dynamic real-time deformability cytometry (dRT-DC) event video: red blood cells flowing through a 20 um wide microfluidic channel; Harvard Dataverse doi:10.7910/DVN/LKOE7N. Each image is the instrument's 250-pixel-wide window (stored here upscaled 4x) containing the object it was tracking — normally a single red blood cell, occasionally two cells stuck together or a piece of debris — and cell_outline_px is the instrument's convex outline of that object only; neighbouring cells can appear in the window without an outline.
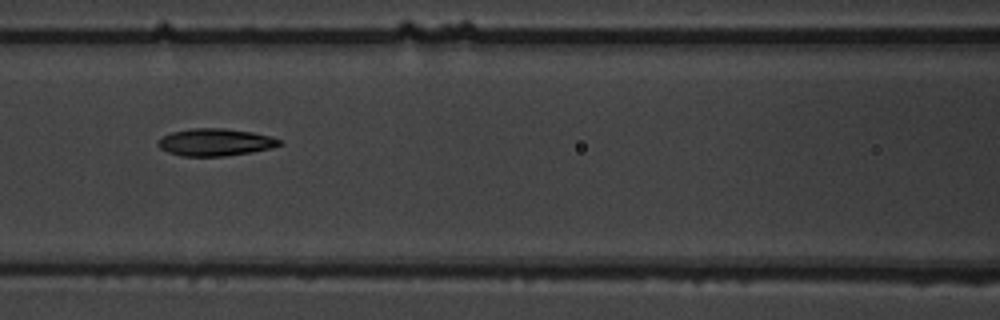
{"species": "common noctule bat (a hibernating species)", "species_latin": "Nyctalus noctula", "temperature_condition": "warm", "stored_images_in_passage": 9, "camera_frame_rate_fps": 3000, "um_per_image_px": 0.085, "animal": {"sex": "male", "body_mass_g": 19.5, "forearm_length_mm": 54.6}, "frame": {"image": 1, "passage_image": 6, "time_ms": 6.0, "image_size_px": [1000, 320], "cell_outline_px": [[284, 144], [272, 148], [252, 152], [224, 156], [180, 156], [168, 152], [160, 148], [156, 144], [156, 140], [172, 132], [192, 128], [224, 128], [252, 132], [272, 136], [280, 140]], "centroid_in_image_um": [18.3, 12.09], "position_along_channel_um": 148.3, "area_um2": 19.48}}
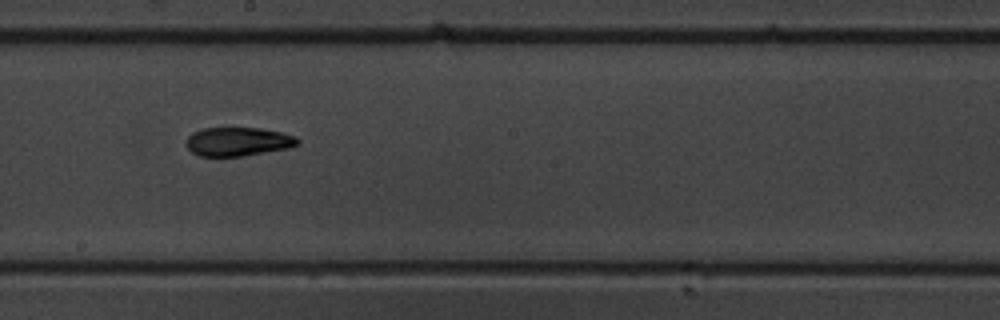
{"frame": {"image": 2, "passage_image": 8, "time_ms": 8.333, "image_size_px": [1000, 320], "cell_outline_px": [[300, 144], [288, 148], [244, 156], [200, 156], [192, 152], [188, 148], [188, 136], [192, 132], [204, 128], [260, 128], [280, 132], [296, 136], [300, 140]], "centroid_in_image_um": [20.27, 12.04], "position_along_channel_um": 227.9, "area_um2": 18.61}}
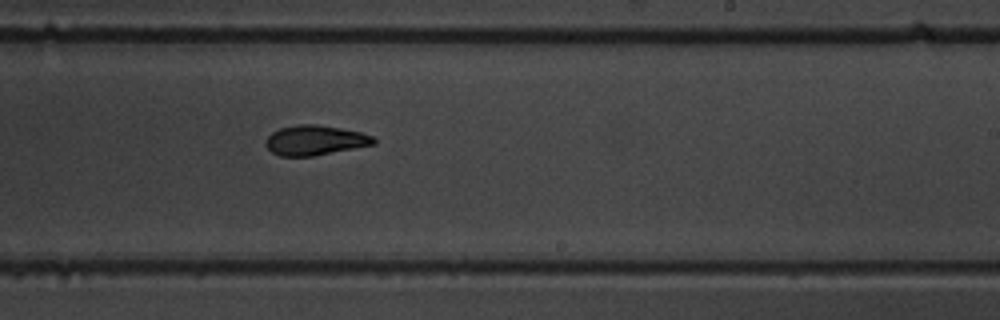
{"frame": {"image": 3, "passage_image": 9, "time_ms": 9.333, "image_size_px": [1000, 320], "cell_outline_px": [[376, 144], [312, 156], [280, 156], [272, 152], [264, 144], [264, 140], [272, 132], [280, 128], [296, 124], [316, 124], [340, 128], [360, 132], [372, 136], [376, 140]], "centroid_in_image_um": [26.75, 11.92], "position_along_channel_um": 262.3, "area_um2": 18.79}}